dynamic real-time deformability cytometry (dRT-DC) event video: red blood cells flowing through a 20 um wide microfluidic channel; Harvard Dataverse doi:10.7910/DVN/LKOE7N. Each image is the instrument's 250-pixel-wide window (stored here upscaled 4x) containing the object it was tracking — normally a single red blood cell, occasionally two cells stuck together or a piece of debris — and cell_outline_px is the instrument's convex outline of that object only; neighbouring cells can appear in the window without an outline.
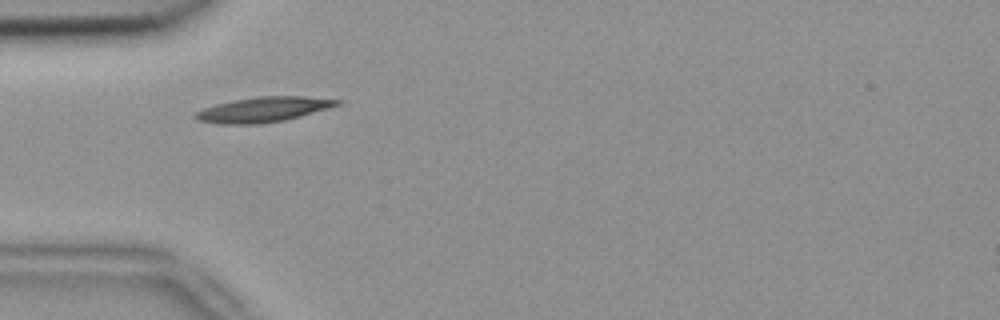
{"species": "common noctule bat (a hibernating species)", "species_latin": "Nyctalus noctula", "temperature_condition": "room temperature", "stored_images_in_passage": 3, "camera_frame_rate_fps": 3000, "um_per_image_px": 0.085, "animal": {"sex": "female", "body_mass_g": 18.4}, "frame": {"image": 1, "passage_image": 1, "time_ms": 0.0, "image_size_px": [1000, 320], "cell_outline_px": [[344, 100], [340, 104], [328, 108], [300, 116], [284, 120], [260, 124], [220, 124], [196, 120], [192, 116], [196, 112], [204, 108], [216, 104], [232, 100], [256, 96], [304, 96]], "centroid_in_image_um": [22.36, 9.3], "position_along_channel_um": 62.6, "area_um2": 20.75}}